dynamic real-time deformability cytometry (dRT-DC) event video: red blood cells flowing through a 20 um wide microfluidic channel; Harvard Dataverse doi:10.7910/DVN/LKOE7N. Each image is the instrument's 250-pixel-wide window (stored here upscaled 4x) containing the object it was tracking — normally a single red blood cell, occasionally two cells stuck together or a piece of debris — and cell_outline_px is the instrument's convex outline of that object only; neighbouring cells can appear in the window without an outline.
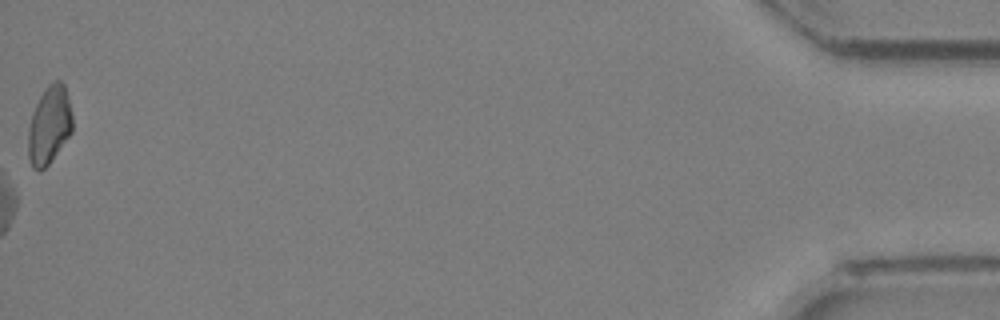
{"species": "Egyptian fruit bat (a non-hibernating species)", "species_latin": "Rousettus aegyptiacus", "temperature_condition": "room temperature", "stored_images_in_passage": 24, "camera_frame_rate_fps": 3000, "um_per_image_px": 0.085, "animal": {"sex": "female"}, "frame": {"image": 1, "passage_image": 24, "time_ms": 7.667, "image_size_px": [1000, 320], "cell_outline_px": [[72, 132], [48, 164], [40, 172], [32, 168], [28, 156], [28, 128], [32, 112], [44, 88], [52, 80], [60, 80], [64, 84], [68, 96], [72, 116]], "centroid_in_image_um": [4.18, 10.62], "position_along_channel_um": 431.0, "area_um2": 20.23}}